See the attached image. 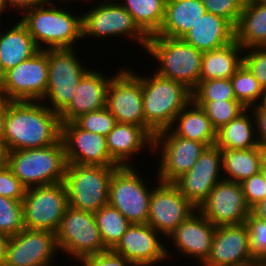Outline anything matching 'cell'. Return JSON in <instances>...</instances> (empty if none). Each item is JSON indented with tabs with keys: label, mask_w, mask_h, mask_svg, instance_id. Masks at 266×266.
Returning <instances> with one entry per match:
<instances>
[{
	"label": "cell",
	"mask_w": 266,
	"mask_h": 266,
	"mask_svg": "<svg viewBox=\"0 0 266 266\" xmlns=\"http://www.w3.org/2000/svg\"><path fill=\"white\" fill-rule=\"evenodd\" d=\"M61 139L59 114L41 101H7L3 143L7 152L43 148Z\"/></svg>",
	"instance_id": "1"
},
{
	"label": "cell",
	"mask_w": 266,
	"mask_h": 266,
	"mask_svg": "<svg viewBox=\"0 0 266 266\" xmlns=\"http://www.w3.org/2000/svg\"><path fill=\"white\" fill-rule=\"evenodd\" d=\"M73 14L46 0L43 4L23 12L20 21L40 50L76 48L75 44L82 38V14Z\"/></svg>",
	"instance_id": "2"
},
{
	"label": "cell",
	"mask_w": 266,
	"mask_h": 266,
	"mask_svg": "<svg viewBox=\"0 0 266 266\" xmlns=\"http://www.w3.org/2000/svg\"><path fill=\"white\" fill-rule=\"evenodd\" d=\"M135 74L142 81L145 130L154 137L173 125L176 115L192 100V94L183 84L156 73L150 77Z\"/></svg>",
	"instance_id": "3"
},
{
	"label": "cell",
	"mask_w": 266,
	"mask_h": 266,
	"mask_svg": "<svg viewBox=\"0 0 266 266\" xmlns=\"http://www.w3.org/2000/svg\"><path fill=\"white\" fill-rule=\"evenodd\" d=\"M67 164L62 139L43 148L7 152V165L26 189L63 182Z\"/></svg>",
	"instance_id": "4"
},
{
	"label": "cell",
	"mask_w": 266,
	"mask_h": 266,
	"mask_svg": "<svg viewBox=\"0 0 266 266\" xmlns=\"http://www.w3.org/2000/svg\"><path fill=\"white\" fill-rule=\"evenodd\" d=\"M145 52L159 63L156 74L183 84L191 92L199 83L203 52L182 38L152 35Z\"/></svg>",
	"instance_id": "5"
},
{
	"label": "cell",
	"mask_w": 266,
	"mask_h": 266,
	"mask_svg": "<svg viewBox=\"0 0 266 266\" xmlns=\"http://www.w3.org/2000/svg\"><path fill=\"white\" fill-rule=\"evenodd\" d=\"M117 168L67 164L63 182L69 206L94 213L108 205L110 179Z\"/></svg>",
	"instance_id": "6"
},
{
	"label": "cell",
	"mask_w": 266,
	"mask_h": 266,
	"mask_svg": "<svg viewBox=\"0 0 266 266\" xmlns=\"http://www.w3.org/2000/svg\"><path fill=\"white\" fill-rule=\"evenodd\" d=\"M75 51V48L48 49V85L41 102L58 114L69 105L80 80L90 70Z\"/></svg>",
	"instance_id": "7"
},
{
	"label": "cell",
	"mask_w": 266,
	"mask_h": 266,
	"mask_svg": "<svg viewBox=\"0 0 266 266\" xmlns=\"http://www.w3.org/2000/svg\"><path fill=\"white\" fill-rule=\"evenodd\" d=\"M137 168L118 167L111 176L108 204L131 224L147 223L152 188L143 182Z\"/></svg>",
	"instance_id": "8"
},
{
	"label": "cell",
	"mask_w": 266,
	"mask_h": 266,
	"mask_svg": "<svg viewBox=\"0 0 266 266\" xmlns=\"http://www.w3.org/2000/svg\"><path fill=\"white\" fill-rule=\"evenodd\" d=\"M58 250L80 262L88 255L107 250L96 224L94 213L68 205L55 233Z\"/></svg>",
	"instance_id": "9"
},
{
	"label": "cell",
	"mask_w": 266,
	"mask_h": 266,
	"mask_svg": "<svg viewBox=\"0 0 266 266\" xmlns=\"http://www.w3.org/2000/svg\"><path fill=\"white\" fill-rule=\"evenodd\" d=\"M116 1V2H115ZM82 15V38H131L146 48L149 37L138 27L131 14L118 0H103Z\"/></svg>",
	"instance_id": "10"
},
{
	"label": "cell",
	"mask_w": 266,
	"mask_h": 266,
	"mask_svg": "<svg viewBox=\"0 0 266 266\" xmlns=\"http://www.w3.org/2000/svg\"><path fill=\"white\" fill-rule=\"evenodd\" d=\"M23 203L24 228L56 233L68 207L64 182L26 189Z\"/></svg>",
	"instance_id": "11"
},
{
	"label": "cell",
	"mask_w": 266,
	"mask_h": 266,
	"mask_svg": "<svg viewBox=\"0 0 266 266\" xmlns=\"http://www.w3.org/2000/svg\"><path fill=\"white\" fill-rule=\"evenodd\" d=\"M48 85V49L9 69L1 76L2 99L41 101Z\"/></svg>",
	"instance_id": "12"
},
{
	"label": "cell",
	"mask_w": 266,
	"mask_h": 266,
	"mask_svg": "<svg viewBox=\"0 0 266 266\" xmlns=\"http://www.w3.org/2000/svg\"><path fill=\"white\" fill-rule=\"evenodd\" d=\"M206 148L203 143L177 136L170 128L159 131L153 137V151L161 150L156 180L174 183L194 166Z\"/></svg>",
	"instance_id": "13"
},
{
	"label": "cell",
	"mask_w": 266,
	"mask_h": 266,
	"mask_svg": "<svg viewBox=\"0 0 266 266\" xmlns=\"http://www.w3.org/2000/svg\"><path fill=\"white\" fill-rule=\"evenodd\" d=\"M134 71L124 67L112 77L107 90L106 107L118 123L133 124L145 129L142 81Z\"/></svg>",
	"instance_id": "14"
},
{
	"label": "cell",
	"mask_w": 266,
	"mask_h": 266,
	"mask_svg": "<svg viewBox=\"0 0 266 266\" xmlns=\"http://www.w3.org/2000/svg\"><path fill=\"white\" fill-rule=\"evenodd\" d=\"M157 184L150 197L147 224L167 238L198 209L173 183L158 180Z\"/></svg>",
	"instance_id": "15"
},
{
	"label": "cell",
	"mask_w": 266,
	"mask_h": 266,
	"mask_svg": "<svg viewBox=\"0 0 266 266\" xmlns=\"http://www.w3.org/2000/svg\"><path fill=\"white\" fill-rule=\"evenodd\" d=\"M58 251L55 233L24 228L9 237L5 266H54Z\"/></svg>",
	"instance_id": "16"
},
{
	"label": "cell",
	"mask_w": 266,
	"mask_h": 266,
	"mask_svg": "<svg viewBox=\"0 0 266 266\" xmlns=\"http://www.w3.org/2000/svg\"><path fill=\"white\" fill-rule=\"evenodd\" d=\"M222 174V151L214 145L207 147L194 166L173 184L199 209L216 184L224 179Z\"/></svg>",
	"instance_id": "17"
},
{
	"label": "cell",
	"mask_w": 266,
	"mask_h": 266,
	"mask_svg": "<svg viewBox=\"0 0 266 266\" xmlns=\"http://www.w3.org/2000/svg\"><path fill=\"white\" fill-rule=\"evenodd\" d=\"M214 226L246 223L251 209L240 183L222 179L198 209Z\"/></svg>",
	"instance_id": "18"
},
{
	"label": "cell",
	"mask_w": 266,
	"mask_h": 266,
	"mask_svg": "<svg viewBox=\"0 0 266 266\" xmlns=\"http://www.w3.org/2000/svg\"><path fill=\"white\" fill-rule=\"evenodd\" d=\"M61 139L68 164L120 167L109 154L106 136L66 122L61 123Z\"/></svg>",
	"instance_id": "19"
},
{
	"label": "cell",
	"mask_w": 266,
	"mask_h": 266,
	"mask_svg": "<svg viewBox=\"0 0 266 266\" xmlns=\"http://www.w3.org/2000/svg\"><path fill=\"white\" fill-rule=\"evenodd\" d=\"M159 236L160 233L147 223L130 224L113 250L136 266H155L168 260L171 253Z\"/></svg>",
	"instance_id": "20"
},
{
	"label": "cell",
	"mask_w": 266,
	"mask_h": 266,
	"mask_svg": "<svg viewBox=\"0 0 266 266\" xmlns=\"http://www.w3.org/2000/svg\"><path fill=\"white\" fill-rule=\"evenodd\" d=\"M254 259L246 223L216 227L210 254L202 266H228Z\"/></svg>",
	"instance_id": "21"
},
{
	"label": "cell",
	"mask_w": 266,
	"mask_h": 266,
	"mask_svg": "<svg viewBox=\"0 0 266 266\" xmlns=\"http://www.w3.org/2000/svg\"><path fill=\"white\" fill-rule=\"evenodd\" d=\"M216 226H214L199 210L183 221L168 237L175 250L184 256L194 257L202 265L208 258Z\"/></svg>",
	"instance_id": "22"
},
{
	"label": "cell",
	"mask_w": 266,
	"mask_h": 266,
	"mask_svg": "<svg viewBox=\"0 0 266 266\" xmlns=\"http://www.w3.org/2000/svg\"><path fill=\"white\" fill-rule=\"evenodd\" d=\"M110 78L90 69L80 80L69 105L59 114L60 122H73L79 116L106 107Z\"/></svg>",
	"instance_id": "23"
},
{
	"label": "cell",
	"mask_w": 266,
	"mask_h": 266,
	"mask_svg": "<svg viewBox=\"0 0 266 266\" xmlns=\"http://www.w3.org/2000/svg\"><path fill=\"white\" fill-rule=\"evenodd\" d=\"M106 142L111 158L120 167L134 166L129 160L144 148L147 151L146 147L153 154V137L137 125L117 122L106 136Z\"/></svg>",
	"instance_id": "24"
},
{
	"label": "cell",
	"mask_w": 266,
	"mask_h": 266,
	"mask_svg": "<svg viewBox=\"0 0 266 266\" xmlns=\"http://www.w3.org/2000/svg\"><path fill=\"white\" fill-rule=\"evenodd\" d=\"M201 52L214 50L235 40V27L226 19L205 12L182 38Z\"/></svg>",
	"instance_id": "25"
},
{
	"label": "cell",
	"mask_w": 266,
	"mask_h": 266,
	"mask_svg": "<svg viewBox=\"0 0 266 266\" xmlns=\"http://www.w3.org/2000/svg\"><path fill=\"white\" fill-rule=\"evenodd\" d=\"M6 31L0 33V76L40 51L20 20Z\"/></svg>",
	"instance_id": "26"
},
{
	"label": "cell",
	"mask_w": 266,
	"mask_h": 266,
	"mask_svg": "<svg viewBox=\"0 0 266 266\" xmlns=\"http://www.w3.org/2000/svg\"><path fill=\"white\" fill-rule=\"evenodd\" d=\"M177 123V125H176ZM170 129L179 137L214 146L217 130L205 110L191 100L177 115Z\"/></svg>",
	"instance_id": "27"
},
{
	"label": "cell",
	"mask_w": 266,
	"mask_h": 266,
	"mask_svg": "<svg viewBox=\"0 0 266 266\" xmlns=\"http://www.w3.org/2000/svg\"><path fill=\"white\" fill-rule=\"evenodd\" d=\"M205 12L200 0H167L164 20L156 35L183 38Z\"/></svg>",
	"instance_id": "28"
},
{
	"label": "cell",
	"mask_w": 266,
	"mask_h": 266,
	"mask_svg": "<svg viewBox=\"0 0 266 266\" xmlns=\"http://www.w3.org/2000/svg\"><path fill=\"white\" fill-rule=\"evenodd\" d=\"M235 41L243 49L266 46V0H246L235 25Z\"/></svg>",
	"instance_id": "29"
},
{
	"label": "cell",
	"mask_w": 266,
	"mask_h": 266,
	"mask_svg": "<svg viewBox=\"0 0 266 266\" xmlns=\"http://www.w3.org/2000/svg\"><path fill=\"white\" fill-rule=\"evenodd\" d=\"M244 50L237 41L203 52L199 81L230 79L243 64Z\"/></svg>",
	"instance_id": "30"
},
{
	"label": "cell",
	"mask_w": 266,
	"mask_h": 266,
	"mask_svg": "<svg viewBox=\"0 0 266 266\" xmlns=\"http://www.w3.org/2000/svg\"><path fill=\"white\" fill-rule=\"evenodd\" d=\"M252 116L250 109H246L238 117L222 126L217 130L215 145L221 150L252 149L259 146Z\"/></svg>",
	"instance_id": "31"
},
{
	"label": "cell",
	"mask_w": 266,
	"mask_h": 266,
	"mask_svg": "<svg viewBox=\"0 0 266 266\" xmlns=\"http://www.w3.org/2000/svg\"><path fill=\"white\" fill-rule=\"evenodd\" d=\"M221 151L222 170L226 177H224L225 180L241 183L261 171L262 155L259 146L252 149Z\"/></svg>",
	"instance_id": "32"
},
{
	"label": "cell",
	"mask_w": 266,
	"mask_h": 266,
	"mask_svg": "<svg viewBox=\"0 0 266 266\" xmlns=\"http://www.w3.org/2000/svg\"><path fill=\"white\" fill-rule=\"evenodd\" d=\"M138 27L148 36L159 32L164 20L167 0H121Z\"/></svg>",
	"instance_id": "33"
},
{
	"label": "cell",
	"mask_w": 266,
	"mask_h": 266,
	"mask_svg": "<svg viewBox=\"0 0 266 266\" xmlns=\"http://www.w3.org/2000/svg\"><path fill=\"white\" fill-rule=\"evenodd\" d=\"M101 240L107 249H113L130 226V222L109 204L94 212Z\"/></svg>",
	"instance_id": "34"
},
{
	"label": "cell",
	"mask_w": 266,
	"mask_h": 266,
	"mask_svg": "<svg viewBox=\"0 0 266 266\" xmlns=\"http://www.w3.org/2000/svg\"><path fill=\"white\" fill-rule=\"evenodd\" d=\"M230 80L238 102L246 109L257 105L263 93V87L244 63L236 70Z\"/></svg>",
	"instance_id": "35"
},
{
	"label": "cell",
	"mask_w": 266,
	"mask_h": 266,
	"mask_svg": "<svg viewBox=\"0 0 266 266\" xmlns=\"http://www.w3.org/2000/svg\"><path fill=\"white\" fill-rule=\"evenodd\" d=\"M194 102L205 110L207 117L211 120L216 130H219L246 110L237 100Z\"/></svg>",
	"instance_id": "36"
},
{
	"label": "cell",
	"mask_w": 266,
	"mask_h": 266,
	"mask_svg": "<svg viewBox=\"0 0 266 266\" xmlns=\"http://www.w3.org/2000/svg\"><path fill=\"white\" fill-rule=\"evenodd\" d=\"M24 229L22 200L0 196V233L9 237Z\"/></svg>",
	"instance_id": "37"
},
{
	"label": "cell",
	"mask_w": 266,
	"mask_h": 266,
	"mask_svg": "<svg viewBox=\"0 0 266 266\" xmlns=\"http://www.w3.org/2000/svg\"><path fill=\"white\" fill-rule=\"evenodd\" d=\"M191 94L193 101L236 100L232 82L225 78L199 81Z\"/></svg>",
	"instance_id": "38"
},
{
	"label": "cell",
	"mask_w": 266,
	"mask_h": 266,
	"mask_svg": "<svg viewBox=\"0 0 266 266\" xmlns=\"http://www.w3.org/2000/svg\"><path fill=\"white\" fill-rule=\"evenodd\" d=\"M79 128L107 136L117 123L115 116L107 107L83 114L73 121Z\"/></svg>",
	"instance_id": "39"
},
{
	"label": "cell",
	"mask_w": 266,
	"mask_h": 266,
	"mask_svg": "<svg viewBox=\"0 0 266 266\" xmlns=\"http://www.w3.org/2000/svg\"><path fill=\"white\" fill-rule=\"evenodd\" d=\"M206 12L228 20L234 27L243 11L246 0H200Z\"/></svg>",
	"instance_id": "40"
},
{
	"label": "cell",
	"mask_w": 266,
	"mask_h": 266,
	"mask_svg": "<svg viewBox=\"0 0 266 266\" xmlns=\"http://www.w3.org/2000/svg\"><path fill=\"white\" fill-rule=\"evenodd\" d=\"M250 235V248L254 258L266 259V221L250 213L246 219Z\"/></svg>",
	"instance_id": "41"
},
{
	"label": "cell",
	"mask_w": 266,
	"mask_h": 266,
	"mask_svg": "<svg viewBox=\"0 0 266 266\" xmlns=\"http://www.w3.org/2000/svg\"><path fill=\"white\" fill-rule=\"evenodd\" d=\"M245 51L248 52L246 54L243 50V63L253 73L263 89L266 88V46L252 47Z\"/></svg>",
	"instance_id": "42"
},
{
	"label": "cell",
	"mask_w": 266,
	"mask_h": 266,
	"mask_svg": "<svg viewBox=\"0 0 266 266\" xmlns=\"http://www.w3.org/2000/svg\"><path fill=\"white\" fill-rule=\"evenodd\" d=\"M250 209L266 198V181L262 170L240 183Z\"/></svg>",
	"instance_id": "43"
},
{
	"label": "cell",
	"mask_w": 266,
	"mask_h": 266,
	"mask_svg": "<svg viewBox=\"0 0 266 266\" xmlns=\"http://www.w3.org/2000/svg\"><path fill=\"white\" fill-rule=\"evenodd\" d=\"M26 188L13 174L11 168L6 164L0 169V196L14 200H23Z\"/></svg>",
	"instance_id": "44"
},
{
	"label": "cell",
	"mask_w": 266,
	"mask_h": 266,
	"mask_svg": "<svg viewBox=\"0 0 266 266\" xmlns=\"http://www.w3.org/2000/svg\"><path fill=\"white\" fill-rule=\"evenodd\" d=\"M82 266H136L133 262L107 249L98 254L88 255L81 260Z\"/></svg>",
	"instance_id": "45"
},
{
	"label": "cell",
	"mask_w": 266,
	"mask_h": 266,
	"mask_svg": "<svg viewBox=\"0 0 266 266\" xmlns=\"http://www.w3.org/2000/svg\"><path fill=\"white\" fill-rule=\"evenodd\" d=\"M254 114V122L256 129V137L260 144L266 143V111L265 110H251Z\"/></svg>",
	"instance_id": "46"
},
{
	"label": "cell",
	"mask_w": 266,
	"mask_h": 266,
	"mask_svg": "<svg viewBox=\"0 0 266 266\" xmlns=\"http://www.w3.org/2000/svg\"><path fill=\"white\" fill-rule=\"evenodd\" d=\"M7 6H9V9H16V11L19 9L22 10L20 12L23 13V11H27L29 9H33L34 7H37L41 4H43L46 0H5Z\"/></svg>",
	"instance_id": "47"
},
{
	"label": "cell",
	"mask_w": 266,
	"mask_h": 266,
	"mask_svg": "<svg viewBox=\"0 0 266 266\" xmlns=\"http://www.w3.org/2000/svg\"><path fill=\"white\" fill-rule=\"evenodd\" d=\"M251 213L261 220L266 221V198L251 209Z\"/></svg>",
	"instance_id": "48"
},
{
	"label": "cell",
	"mask_w": 266,
	"mask_h": 266,
	"mask_svg": "<svg viewBox=\"0 0 266 266\" xmlns=\"http://www.w3.org/2000/svg\"><path fill=\"white\" fill-rule=\"evenodd\" d=\"M9 236L0 233V266H5Z\"/></svg>",
	"instance_id": "49"
},
{
	"label": "cell",
	"mask_w": 266,
	"mask_h": 266,
	"mask_svg": "<svg viewBox=\"0 0 266 266\" xmlns=\"http://www.w3.org/2000/svg\"><path fill=\"white\" fill-rule=\"evenodd\" d=\"M5 117H6V100L0 99V142H3Z\"/></svg>",
	"instance_id": "50"
},
{
	"label": "cell",
	"mask_w": 266,
	"mask_h": 266,
	"mask_svg": "<svg viewBox=\"0 0 266 266\" xmlns=\"http://www.w3.org/2000/svg\"><path fill=\"white\" fill-rule=\"evenodd\" d=\"M228 266H264V259L254 258L245 262L236 263Z\"/></svg>",
	"instance_id": "51"
},
{
	"label": "cell",
	"mask_w": 266,
	"mask_h": 266,
	"mask_svg": "<svg viewBox=\"0 0 266 266\" xmlns=\"http://www.w3.org/2000/svg\"><path fill=\"white\" fill-rule=\"evenodd\" d=\"M251 110H265L266 111V88L263 89L261 98L256 106L251 107Z\"/></svg>",
	"instance_id": "52"
},
{
	"label": "cell",
	"mask_w": 266,
	"mask_h": 266,
	"mask_svg": "<svg viewBox=\"0 0 266 266\" xmlns=\"http://www.w3.org/2000/svg\"><path fill=\"white\" fill-rule=\"evenodd\" d=\"M7 164V149L3 142H0V169Z\"/></svg>",
	"instance_id": "53"
},
{
	"label": "cell",
	"mask_w": 266,
	"mask_h": 266,
	"mask_svg": "<svg viewBox=\"0 0 266 266\" xmlns=\"http://www.w3.org/2000/svg\"><path fill=\"white\" fill-rule=\"evenodd\" d=\"M261 155H262V166H266V143L259 145Z\"/></svg>",
	"instance_id": "54"
},
{
	"label": "cell",
	"mask_w": 266,
	"mask_h": 266,
	"mask_svg": "<svg viewBox=\"0 0 266 266\" xmlns=\"http://www.w3.org/2000/svg\"><path fill=\"white\" fill-rule=\"evenodd\" d=\"M8 8L5 0H0V16L6 11Z\"/></svg>",
	"instance_id": "55"
},
{
	"label": "cell",
	"mask_w": 266,
	"mask_h": 266,
	"mask_svg": "<svg viewBox=\"0 0 266 266\" xmlns=\"http://www.w3.org/2000/svg\"><path fill=\"white\" fill-rule=\"evenodd\" d=\"M49 1L54 2L53 0H49ZM57 1H58V0H57ZM60 1L62 2V4H63V2L65 1V2H66L65 4H67L68 2H69V3H70V2L73 3L75 0H59L58 2L61 3ZM72 1H73V2H72ZM76 1H77V0H76ZM78 1H79V0H78ZM81 1H82V0H80V2H81ZM84 1H86V2L90 1V2H91L92 0H84Z\"/></svg>",
	"instance_id": "56"
},
{
	"label": "cell",
	"mask_w": 266,
	"mask_h": 266,
	"mask_svg": "<svg viewBox=\"0 0 266 266\" xmlns=\"http://www.w3.org/2000/svg\"><path fill=\"white\" fill-rule=\"evenodd\" d=\"M261 170L263 172V175H264V178H265V181H266V166H262Z\"/></svg>",
	"instance_id": "57"
},
{
	"label": "cell",
	"mask_w": 266,
	"mask_h": 266,
	"mask_svg": "<svg viewBox=\"0 0 266 266\" xmlns=\"http://www.w3.org/2000/svg\"><path fill=\"white\" fill-rule=\"evenodd\" d=\"M0 99H2V94H1V76H0Z\"/></svg>",
	"instance_id": "58"
}]
</instances>
